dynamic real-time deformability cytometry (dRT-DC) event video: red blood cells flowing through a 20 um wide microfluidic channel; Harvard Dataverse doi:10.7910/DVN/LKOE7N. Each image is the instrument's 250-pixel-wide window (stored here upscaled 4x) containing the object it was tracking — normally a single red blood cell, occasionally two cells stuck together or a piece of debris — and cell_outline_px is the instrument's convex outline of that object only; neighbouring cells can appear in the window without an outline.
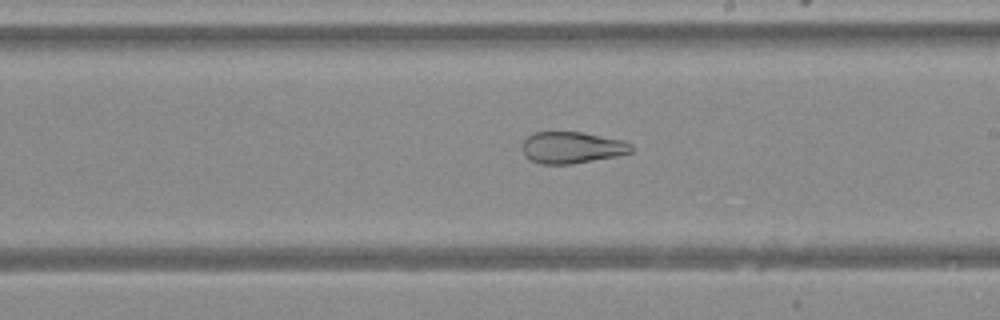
{"species": "Egyptian fruit bat (a non-hibernating species)", "species_latin": "Rousettus aegyptiacus", "temperature_condition": "warm", "stored_images_in_passage": 36, "camera_frame_rate_fps": 3000, "um_per_image_px": 0.085, "animal": {"sex": "female"}, "frame": {"image": 1, "passage_image": 16, "time_ms": 5.0, "image_size_px": [1000, 320], "cell_outline_px": [[636, 148], [632, 152], [616, 156], [572, 164], [540, 164], [532, 160], [524, 152], [524, 140], [532, 132], [580, 132], [624, 140], [632, 144]], "centroid_in_image_um": [48.68, 12.54], "position_along_channel_um": 240.3, "area_um2": 20.0}}
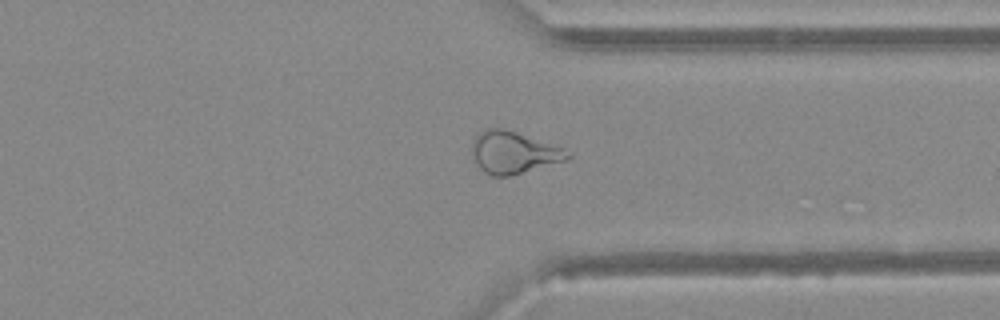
{"frame": {"image": 2, "passage_image": 25, "time_ms": 8.0, "image_size_px": [1000, 320], "cell_outline_px": [[572, 156], [568, 160], [508, 176], [492, 176], [484, 172], [476, 164], [472, 152], [472, 140], [480, 132], [488, 128], [504, 128], [564, 148]], "centroid_in_image_um": [43.64, 12.96], "position_along_channel_um": 367.8, "area_um2": 23.29}}
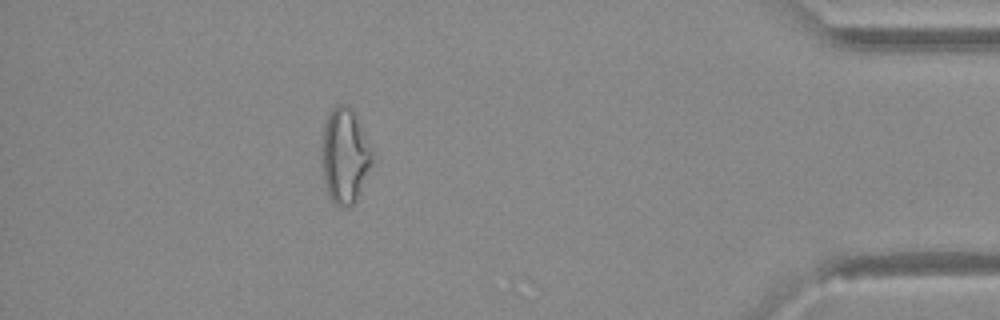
{"frame": {"image": 3, "passage_image": 31, "time_ms": 10.0, "image_size_px": [1000, 320], "cell_outline_px": [[372, 164], [356, 200], [348, 208], [340, 208], [328, 196], [324, 180], [324, 128], [328, 116], [332, 108], [336, 104], [348, 104], [356, 112], [372, 148]], "centroid_in_image_um": [29.36, 13.22], "position_along_channel_um": 405.8, "area_um2": 27.69}}